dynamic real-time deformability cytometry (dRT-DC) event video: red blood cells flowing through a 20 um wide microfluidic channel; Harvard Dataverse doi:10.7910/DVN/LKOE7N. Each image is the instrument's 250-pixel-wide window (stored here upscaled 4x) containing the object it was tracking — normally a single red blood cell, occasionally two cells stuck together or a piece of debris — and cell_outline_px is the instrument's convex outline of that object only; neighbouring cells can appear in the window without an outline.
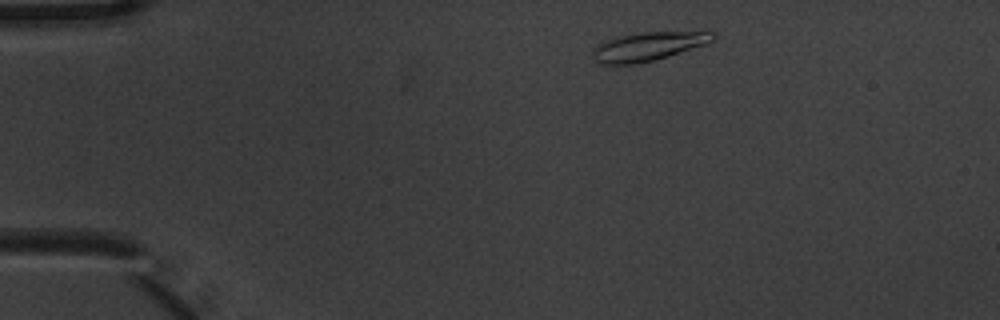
{"species": "common noctule bat (a hibernating species)", "species_latin": "Nyctalus noctula", "temperature_condition": "warm", "stored_images_in_passage": 4, "camera_frame_rate_fps": 3000, "um_per_image_px": 0.085, "animal": {"sex": "male", "body_mass_g": 20.1, "forearm_length_mm": 53.5}, "frame": {"image": 1, "passage_image": 2, "time_ms": 0.333, "image_size_px": [1000, 320], "cell_outline_px": [[716, 36], [712, 40], [704, 44], [668, 56], [652, 60], [632, 64], [600, 64], [596, 60], [596, 44], [620, 36], [640, 32], [716, 32]], "centroid_in_image_um": [55.11, 3.93], "position_along_channel_um": 29.9, "area_um2": 19.36}}